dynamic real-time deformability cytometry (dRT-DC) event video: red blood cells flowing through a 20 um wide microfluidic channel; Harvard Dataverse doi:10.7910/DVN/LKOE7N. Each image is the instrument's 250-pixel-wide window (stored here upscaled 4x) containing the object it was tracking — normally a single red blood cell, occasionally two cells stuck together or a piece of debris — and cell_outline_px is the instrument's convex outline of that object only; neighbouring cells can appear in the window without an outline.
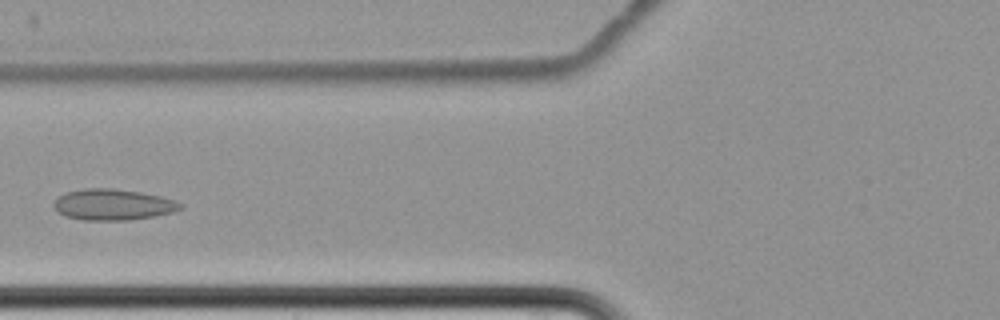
{"species": "common noctule bat (a hibernating species)", "species_latin": "Nyctalus noctula", "temperature_condition": "cold", "stored_images_in_passage": 8, "camera_frame_rate_fps": 3000, "um_per_image_px": 0.085, "animal": {"sex": "female", "body_mass_g": 22.7, "forearm_length_mm": 54.2}, "frame": {"image": 1, "passage_image": 7, "time_ms": 7.667, "image_size_px": [1000, 320], "cell_outline_px": [[184, 208], [172, 212], [156, 216], [128, 220], [84, 220], [68, 216], [60, 212], [52, 204], [64, 192], [84, 188], [112, 188], [140, 192], [160, 196], [176, 200], [184, 204]], "centroid_in_image_um": [9.66, 17.38], "position_along_channel_um": 116.1, "area_um2": 22.89}}
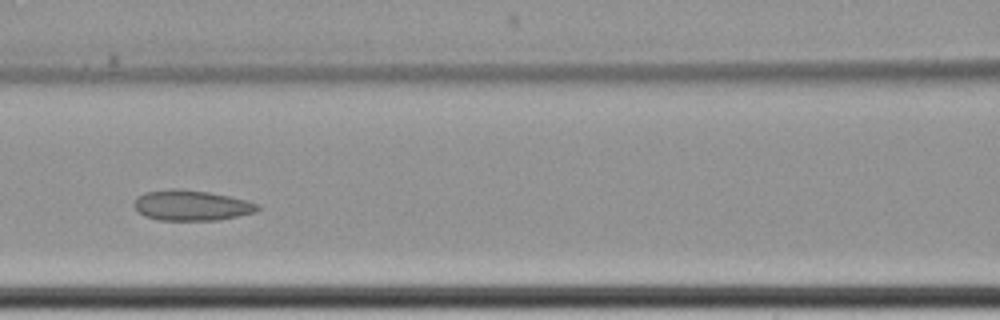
{"frame": {"image": 2, "passage_image": 8, "time_ms": 8.667, "image_size_px": [1000, 320], "cell_outline_px": [[260, 208], [256, 212], [216, 220], [160, 220], [144, 216], [136, 212], [132, 204], [136, 196], [144, 192], [172, 188], [176, 188], [208, 192], [228, 196], [260, 204]], "centroid_in_image_um": [16.2, 17.45], "position_along_channel_um": 150.4, "area_um2": 22.02}}